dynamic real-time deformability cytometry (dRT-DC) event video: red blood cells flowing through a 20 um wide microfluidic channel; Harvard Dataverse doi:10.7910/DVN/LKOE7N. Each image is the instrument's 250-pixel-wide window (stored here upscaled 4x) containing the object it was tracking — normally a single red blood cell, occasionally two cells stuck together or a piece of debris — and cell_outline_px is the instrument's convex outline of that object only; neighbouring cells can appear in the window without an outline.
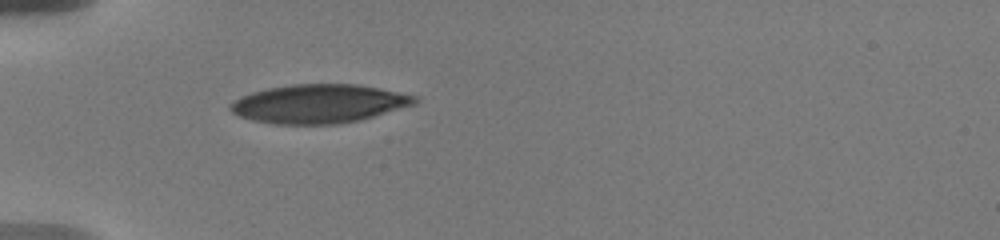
{"species": "human", "species_latin": "Homo sapiens", "temperature_condition": "warm", "stored_images_in_passage": 3, "camera_frame_rate_fps": 3000, "um_per_image_px": 0.085, "donor": {"sex": "male"}, "frame": {"image": 1, "passage_image": 1, "time_ms": 0.0, "image_size_px": [1000, 240], "cell_outline_px": [[416, 104], [360, 120], [340, 124], [276, 124], [252, 120], [240, 116], [232, 112], [228, 108], [228, 104], [232, 100], [240, 96], [252, 92], [268, 88], [292, 84], [360, 84], [380, 88], [416, 96]], "centroid_in_image_um": [27.07, 8.81], "position_along_channel_um": 57.9, "area_um2": 41.73}}
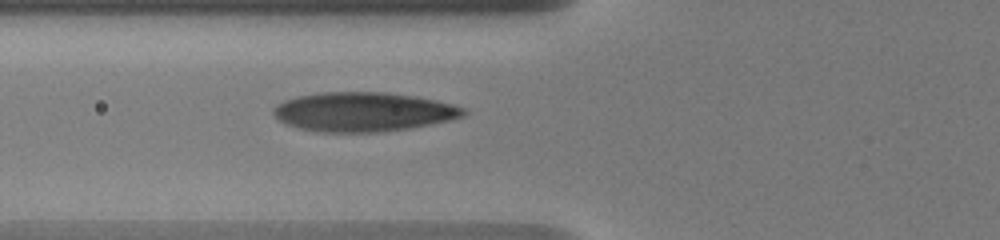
{"frame": {"image": 2, "passage_image": 3, "time_ms": 1.333, "image_size_px": [1000, 240], "cell_outline_px": [[468, 112], [464, 116], [448, 120], [408, 128], [380, 132], [320, 132], [300, 128], [288, 124], [280, 120], [272, 112], [272, 108], [276, 104], [284, 100], [300, 96], [320, 92], [384, 92], [412, 96], [436, 100], [468, 108]], "centroid_in_image_um": [30.89, 9.5], "position_along_channel_um": 94.9, "area_um2": 43.29}}